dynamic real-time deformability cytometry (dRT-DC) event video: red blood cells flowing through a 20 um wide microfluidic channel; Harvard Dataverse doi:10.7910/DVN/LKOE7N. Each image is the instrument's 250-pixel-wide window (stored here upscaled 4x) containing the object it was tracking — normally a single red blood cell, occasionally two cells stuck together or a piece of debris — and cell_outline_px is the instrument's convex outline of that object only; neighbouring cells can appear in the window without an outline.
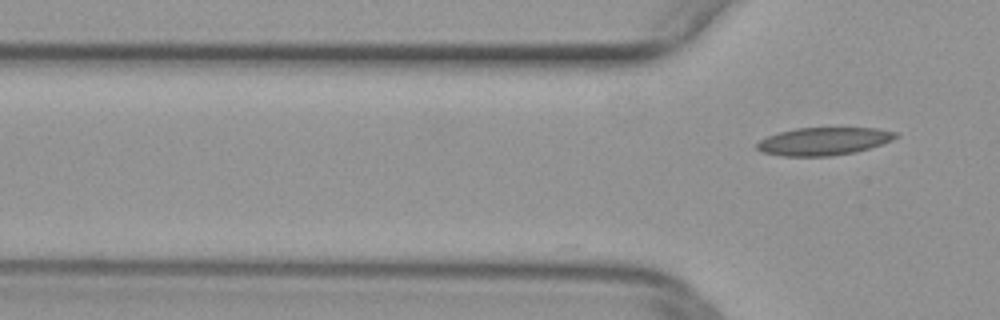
{"species": "common noctule bat (a hibernating species)", "species_latin": "Nyctalus noctula", "temperature_condition": "warm", "stored_images_in_passage": 2, "camera_frame_rate_fps": 3000, "um_per_image_px": 0.085, "animal": {"sex": "female", "body_mass_g": 29.2, "forearm_length_mm": 56.3}, "frame": {"image": 1, "passage_image": 2, "time_ms": 0.333, "image_size_px": [1000, 320], "cell_outline_px": [[900, 136], [892, 140], [856, 152], [832, 156], [784, 156], [760, 152], [756, 148], [756, 144], [760, 140], [768, 136], [780, 132], [796, 128], [876, 128], [896, 132]], "centroid_in_image_um": [70.0, 12.01], "position_along_channel_um": 55.8, "area_um2": 22.43}}